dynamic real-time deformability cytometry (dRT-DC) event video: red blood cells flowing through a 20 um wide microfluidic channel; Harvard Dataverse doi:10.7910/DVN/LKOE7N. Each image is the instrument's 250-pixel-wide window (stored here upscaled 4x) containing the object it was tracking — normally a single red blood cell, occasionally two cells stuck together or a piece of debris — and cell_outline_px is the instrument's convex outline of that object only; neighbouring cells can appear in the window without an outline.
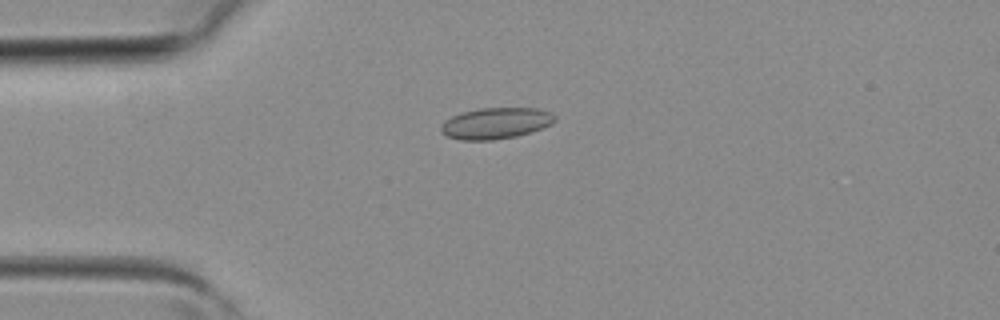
{"species": "common noctule bat (a hibernating species)", "species_latin": "Nyctalus noctula", "temperature_condition": "room temperature", "stored_images_in_passage": 4, "camera_frame_rate_fps": 3000, "um_per_image_px": 0.085, "animal": {"sex": "female", "body_mass_g": 19.3, "forearm_length_mm": 54.1}, "frame": {"image": 1, "passage_image": 3, "time_ms": 0.667, "image_size_px": [1000, 320], "cell_outline_px": [[556, 120], [552, 124], [516, 136], [492, 140], [460, 140], [448, 136], [440, 132], [440, 128], [444, 120], [460, 112], [480, 108], [536, 108], [552, 112], [556, 116]], "centroid_in_image_um": [42.12, 10.46], "position_along_channel_um": 42.9, "area_um2": 20.75}}